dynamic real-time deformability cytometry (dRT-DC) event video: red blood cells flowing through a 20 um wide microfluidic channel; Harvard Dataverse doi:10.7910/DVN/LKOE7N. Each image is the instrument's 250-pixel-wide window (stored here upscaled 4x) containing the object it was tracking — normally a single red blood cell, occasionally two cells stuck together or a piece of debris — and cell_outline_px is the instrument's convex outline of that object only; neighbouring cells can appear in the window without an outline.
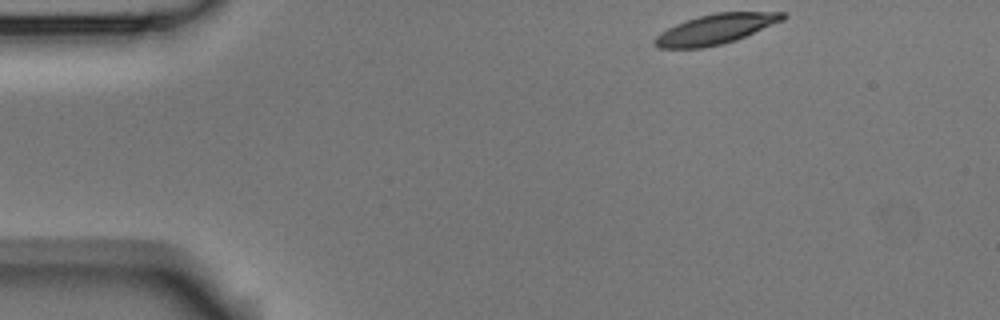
{"species": "Egyptian fruit bat (a non-hibernating species)", "species_latin": "Rousettus aegyptiacus", "temperature_condition": "room temperature", "stored_images_in_passage": 47, "camera_frame_rate_fps": 3000, "um_per_image_px": 0.085, "animal": {"sex": "male"}, "frame": {"image": 1, "passage_image": 1, "time_ms": 0.0, "image_size_px": [1000, 320], "cell_outline_px": [[788, 16], [784, 20], [736, 40], [704, 48], [660, 48], [652, 44], [652, 40], [660, 32], [684, 20], [716, 12], [784, 12]], "centroid_in_image_um": [60.81, 2.47], "position_along_channel_um": 24.2, "area_um2": 22.43}}
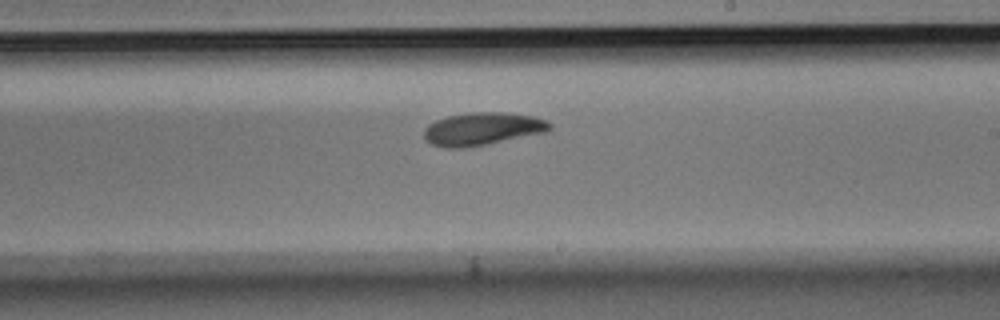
{"frame": {"image": 2, "passage_image": 25, "time_ms": 8.0, "image_size_px": [1000, 320], "cell_outline_px": [[552, 128], [544, 132], [464, 148], [444, 148], [432, 144], [424, 136], [424, 128], [428, 124], [436, 120], [448, 116], [472, 112], [504, 112], [532, 116], [544, 120], [552, 124]], "centroid_in_image_um": [40.96, 10.94], "position_along_channel_um": 248.0, "area_um2": 23.64}}
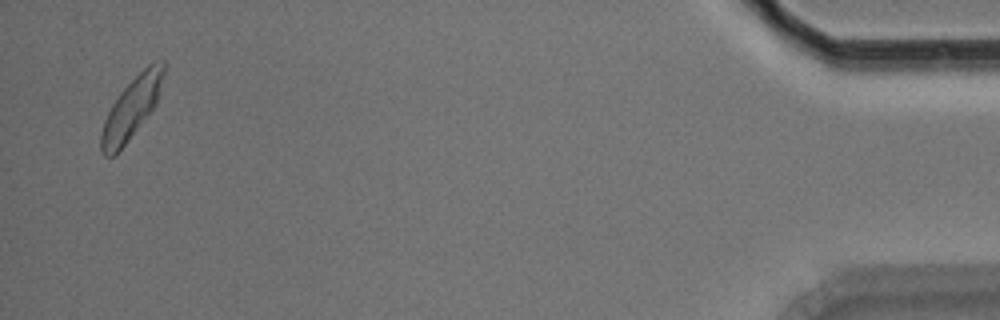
{"frame": {"image": 3, "passage_image": 46, "time_ms": 15.0, "image_size_px": [1000, 320], "cell_outline_px": [[168, 64], [160, 92], [156, 104], [124, 144], [112, 156], [104, 156], [100, 148], [100, 136], [104, 120], [112, 104], [120, 92], [152, 60], [164, 60]], "centroid_in_image_um": [11.23, 9.09], "position_along_channel_um": 424.0, "area_um2": 22.02}, "authors_computed_cell_mechanics": {"area_um2": 23.0044, "velocity_mm_per_s": 3.7099, "shape_relaxation_time_tau1_ms": 3.6136, "shape_relaxation_time_tau2_ms": null, "deformation_change_tau1": 0.1129, "deformation_change_tau2": null}}